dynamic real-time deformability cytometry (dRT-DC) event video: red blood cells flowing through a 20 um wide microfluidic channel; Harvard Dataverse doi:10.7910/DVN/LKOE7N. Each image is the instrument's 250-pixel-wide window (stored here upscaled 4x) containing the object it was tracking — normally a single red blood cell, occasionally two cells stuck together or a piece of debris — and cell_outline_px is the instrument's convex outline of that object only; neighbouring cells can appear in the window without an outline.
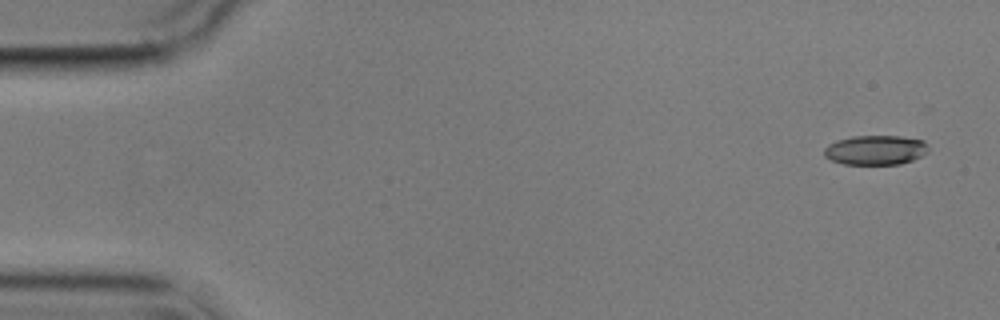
{"species": "common noctule bat (a hibernating species)", "species_latin": "Nyctalus noctula", "temperature_condition": "cold", "stored_images_in_passage": 4, "camera_frame_rate_fps": 3000, "um_per_image_px": 0.085, "animal": {"sex": "male", "body_mass_g": 17.9}, "frame": {"image": 1, "passage_image": 1, "time_ms": 0.0, "image_size_px": [1000, 320], "cell_outline_px": [[928, 152], [912, 160], [900, 164], [844, 164], [832, 160], [824, 156], [824, 148], [828, 144], [836, 140], [852, 136], [900, 136], [924, 140], [928, 148]], "centroid_in_image_um": [74.41, 12.74], "position_along_channel_um": 10.6, "area_um2": 17.98}}
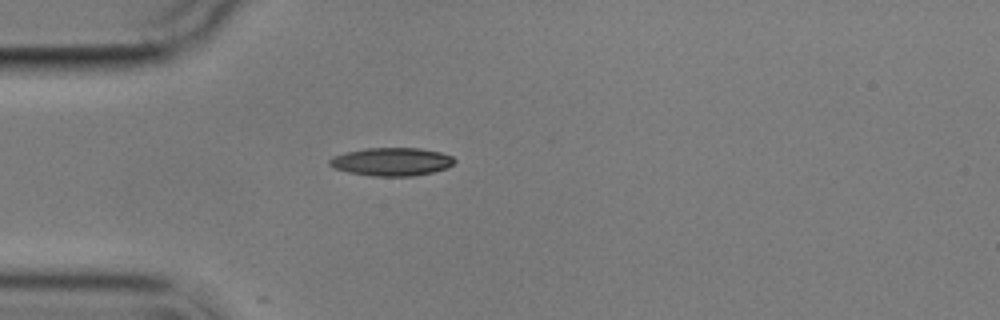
{"frame": {"image": 2, "passage_image": 4, "time_ms": 4.333, "image_size_px": [1000, 320], "cell_outline_px": [[456, 160], [448, 168], [432, 172], [412, 176], [372, 176], [348, 172], [332, 168], [328, 164], [328, 160], [332, 156], [344, 152], [364, 148], [420, 148], [440, 152], [452, 156]], "centroid_in_image_um": [33.24, 13.74], "position_along_channel_um": 51.8, "area_um2": 20.69}}